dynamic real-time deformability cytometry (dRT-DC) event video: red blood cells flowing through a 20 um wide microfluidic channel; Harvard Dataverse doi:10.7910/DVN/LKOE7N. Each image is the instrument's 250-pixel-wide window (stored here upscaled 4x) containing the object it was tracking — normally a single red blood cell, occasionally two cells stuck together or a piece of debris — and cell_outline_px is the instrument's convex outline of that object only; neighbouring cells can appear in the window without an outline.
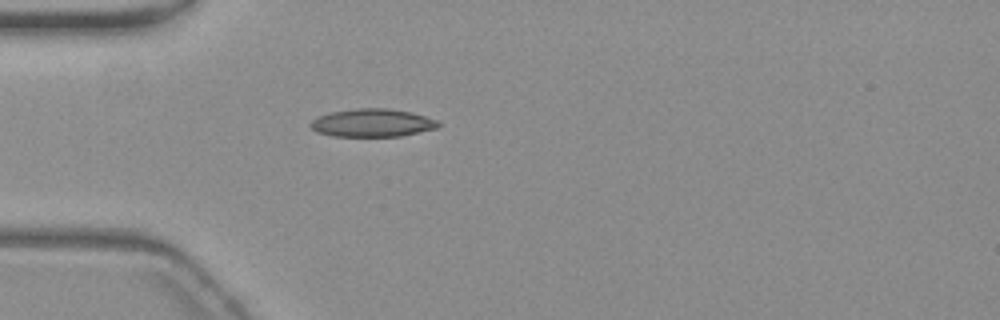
{"species": "common noctule bat (a hibernating species)", "species_latin": "Nyctalus noctula", "temperature_condition": "warm", "stored_images_in_passage": 40, "camera_frame_rate_fps": 3000, "um_per_image_px": 0.085, "animal": {"sex": "female", "body_mass_g": 19.3, "forearm_length_mm": 54.1}, "frame": {"image": 1, "passage_image": 1, "time_ms": 0.0, "image_size_px": [1000, 320], "cell_outline_px": [[440, 124], [436, 128], [400, 136], [332, 136], [316, 132], [308, 124], [312, 120], [320, 116], [332, 112], [356, 108], [388, 108], [412, 112], [436, 120]], "centroid_in_image_um": [31.62, 10.44], "position_along_channel_um": 53.4, "area_um2": 20.69}}
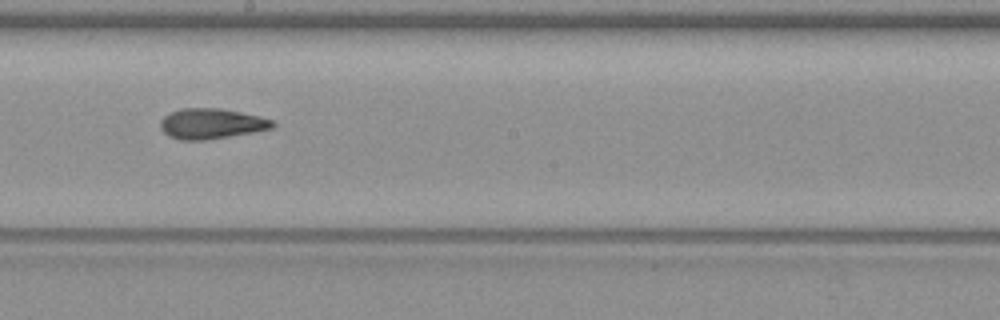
{"frame": {"image": 2, "passage_image": 16, "time_ms": 5.0, "image_size_px": [1000, 320], "cell_outline_px": [[276, 124], [272, 128], [252, 132], [208, 140], [180, 140], [168, 136], [160, 128], [160, 120], [164, 116], [180, 108], [220, 108], [260, 116], [272, 120]], "centroid_in_image_um": [17.94, 10.51], "position_along_channel_um": 230.3, "area_um2": 19.88}}
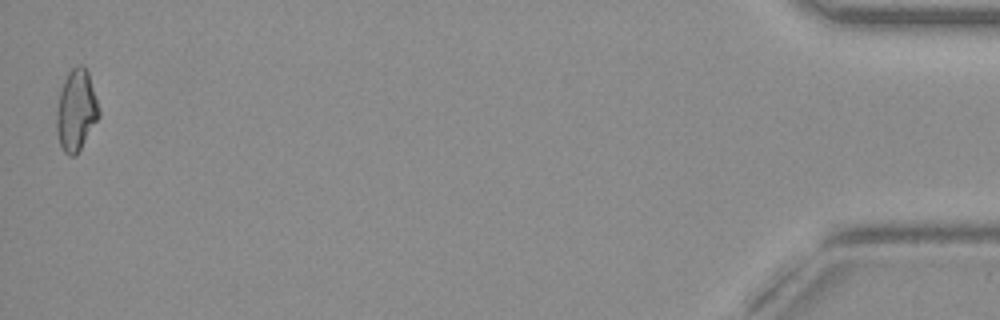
{"frame": {"image": 3, "passage_image": 40, "time_ms": 13.0, "image_size_px": [1000, 320], "cell_outline_px": [[100, 116], [76, 156], [68, 156], [64, 152], [60, 144], [56, 132], [56, 112], [60, 92], [64, 80], [68, 72], [72, 68], [80, 64], [88, 72], [100, 112]], "centroid_in_image_um": [6.46, 9.41], "position_along_channel_um": 428.7, "area_um2": 19.94}, "authors_computed_cell_mechanics": {"area_um2": 19.5364, "velocity_mm_per_s": 3.7041, "shape_relaxation_time_tau1_ms": null, "shape_relaxation_time_tau2_ms": 2.5948, "deformation_change_tau1": null, "deformation_change_tau2": 0.0866}}